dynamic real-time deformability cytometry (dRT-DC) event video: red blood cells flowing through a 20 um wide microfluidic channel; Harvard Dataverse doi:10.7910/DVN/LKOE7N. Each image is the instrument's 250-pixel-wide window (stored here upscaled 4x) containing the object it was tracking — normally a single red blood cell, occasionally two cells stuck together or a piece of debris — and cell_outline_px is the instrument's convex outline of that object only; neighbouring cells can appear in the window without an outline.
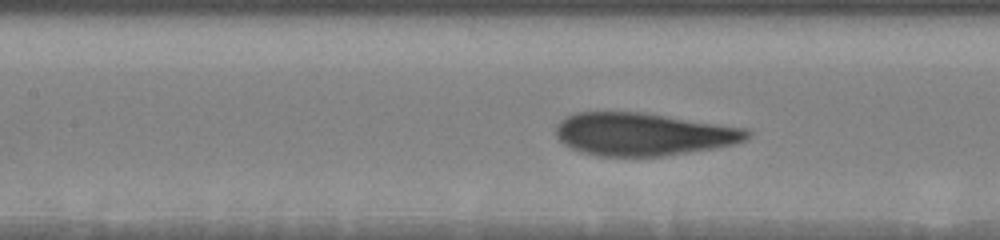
{"species": "human", "species_latin": "Homo sapiens", "temperature_condition": "warm", "stored_images_in_passage": 12, "camera_frame_rate_fps": 3000, "um_per_image_px": 0.085, "donor": {"sex": "male"}, "frame": {"image": 1, "passage_image": 5, "time_ms": 1.667, "image_size_px": [1000, 240], "cell_outline_px": [[752, 132], [748, 140], [732, 144], [712, 148], [664, 156], [596, 156], [580, 152], [564, 144], [556, 136], [556, 124], [560, 120], [576, 112], [640, 112], [748, 128]], "centroid_in_image_um": [54.67, 11.4], "position_along_channel_um": 152.7, "area_um2": 47.69}}
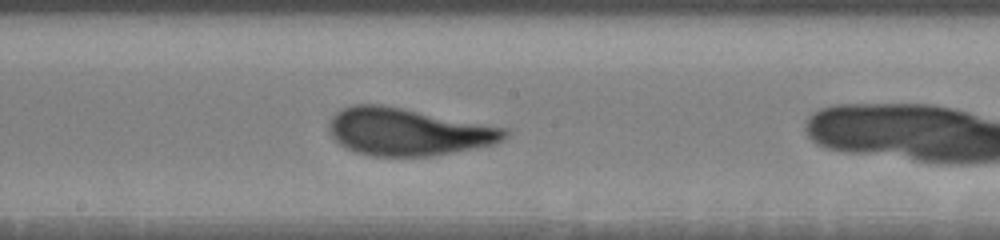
{"frame": {"image": 2, "passage_image": 10, "time_ms": 3.333, "image_size_px": [1000, 240], "cell_outline_px": [[508, 136], [492, 144], [452, 152], [428, 156], [372, 156], [356, 152], [344, 148], [332, 136], [328, 128], [332, 116], [336, 112], [352, 104], [380, 104], [504, 128], [508, 132]], "centroid_in_image_um": [34.59, 11.21], "position_along_channel_um": 213.6, "area_um2": 47.69}}